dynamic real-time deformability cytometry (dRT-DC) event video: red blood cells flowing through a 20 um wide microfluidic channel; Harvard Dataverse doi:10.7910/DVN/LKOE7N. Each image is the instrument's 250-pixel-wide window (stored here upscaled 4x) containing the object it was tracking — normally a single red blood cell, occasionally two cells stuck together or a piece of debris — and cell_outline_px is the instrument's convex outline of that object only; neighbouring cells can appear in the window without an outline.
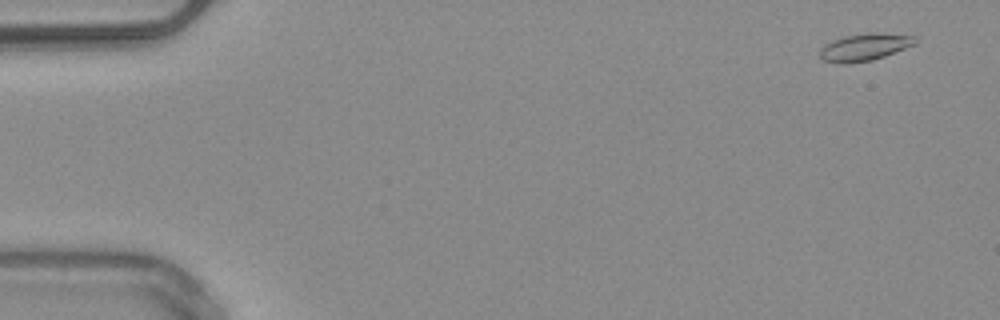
{"species": "common noctule bat (a hibernating species)", "species_latin": "Nyctalus noctula", "temperature_condition": "warm", "stored_images_in_passage": 51, "camera_frame_rate_fps": 3000, "um_per_image_px": 0.085, "animal": {"sex": "male", "body_mass_g": 20.4}, "frame": {"image": 1, "passage_image": 3, "time_ms": 0.667, "image_size_px": [1000, 320], "cell_outline_px": [[920, 40], [916, 44], [884, 56], [872, 60], [844, 64], [840, 64], [824, 60], [820, 56], [820, 48], [824, 44], [832, 40], [844, 36], [864, 32], [872, 32], [916, 36]], "centroid_in_image_um": [73.5, 3.99], "position_along_channel_um": 11.5, "area_um2": 15.32}}
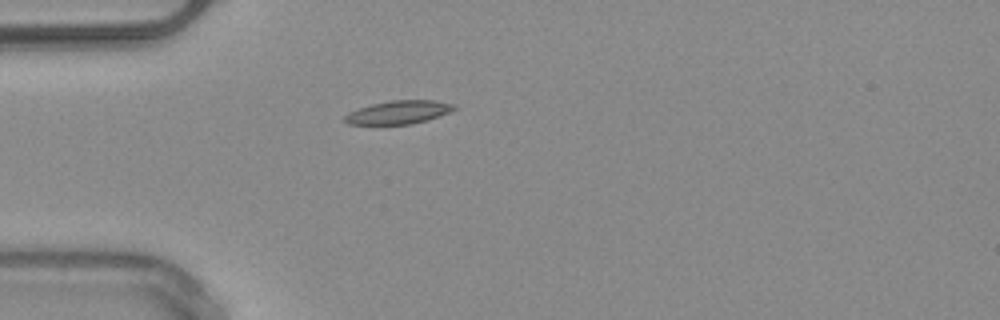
{"frame": {"image": 2, "passage_image": 15, "time_ms": 4.667, "image_size_px": [1000, 320], "cell_outline_px": [[456, 108], [440, 116], [428, 120], [412, 124], [348, 124], [344, 120], [344, 116], [348, 112], [372, 104], [392, 100], [432, 100], [456, 104]], "centroid_in_image_um": [33.9, 9.54], "position_along_channel_um": 51.1, "area_um2": 14.8}}
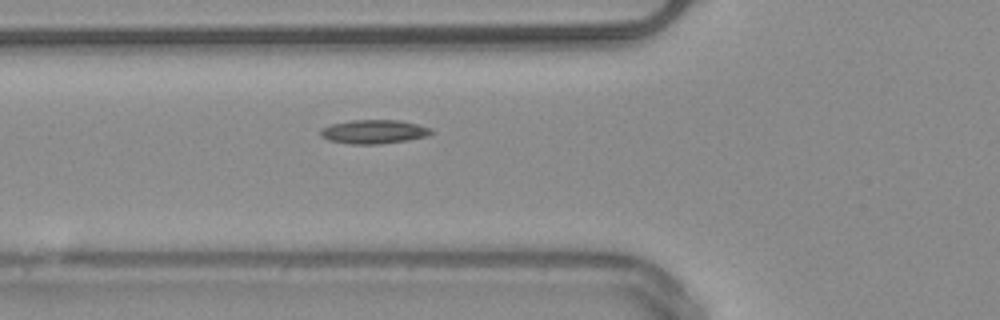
{"frame": {"image": 3, "passage_image": 19, "time_ms": 6.0, "image_size_px": [1000, 320], "cell_outline_px": [[436, 132], [428, 136], [408, 140], [376, 144], [348, 144], [328, 140], [320, 136], [320, 128], [332, 124], [352, 120], [400, 120], [432, 128]], "centroid_in_image_um": [31.79, 11.2], "position_along_channel_um": 94.0, "area_um2": 15.55}, "authors_computed_cell_mechanics": {"area_um2": 14.5078, "velocity_mm_per_s": 4.0081, "shape_relaxation_time_tau1_ms": 10.0785, "shape_relaxation_time_tau2_ms": 7.059, "deformation_change_tau1": 0.1518, "deformation_change_tau2": 0.1645}}